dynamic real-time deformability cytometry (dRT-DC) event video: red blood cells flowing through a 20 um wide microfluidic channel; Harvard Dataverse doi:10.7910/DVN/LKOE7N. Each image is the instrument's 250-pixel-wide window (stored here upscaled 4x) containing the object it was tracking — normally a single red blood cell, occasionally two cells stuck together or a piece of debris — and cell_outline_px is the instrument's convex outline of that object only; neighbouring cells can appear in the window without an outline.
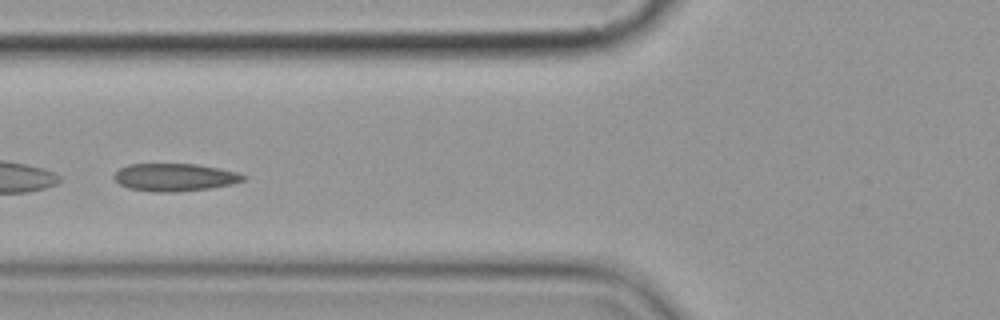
{"species": "common noctule bat (a hibernating species)", "species_latin": "Nyctalus noctula", "temperature_condition": "cold", "stored_images_in_passage": 10, "camera_frame_rate_fps": 3000, "um_per_image_px": 0.085, "animal": {"sex": "female", "body_mass_g": 19.9}, "frame": {"image": 1, "passage_image": 2, "time_ms": 1.333, "image_size_px": [1000, 320], "cell_outline_px": [[248, 176], [244, 180], [232, 184], [212, 188], [176, 192], [152, 192], [128, 188], [120, 184], [112, 176], [120, 168], [128, 164], [196, 164], [220, 168], [236, 172]], "centroid_in_image_um": [14.86, 15.07], "position_along_channel_um": 110.9, "area_um2": 20.98}}
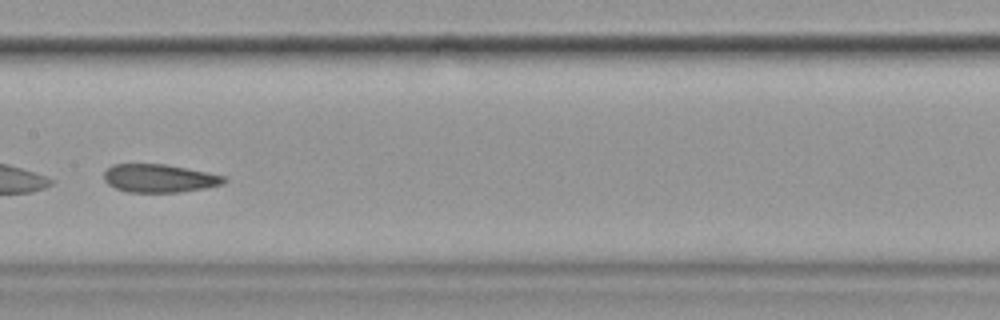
{"frame": {"image": 2, "passage_image": 4, "time_ms": 3.667, "image_size_px": [1000, 320], "cell_outline_px": [[228, 180], [224, 184], [204, 188], [180, 192], [128, 192], [116, 188], [108, 184], [104, 180], [104, 172], [112, 164], [164, 164], [208, 172], [224, 176]], "centroid_in_image_um": [13.55, 15.15], "position_along_channel_um": 193.9, "area_um2": 19.71}}
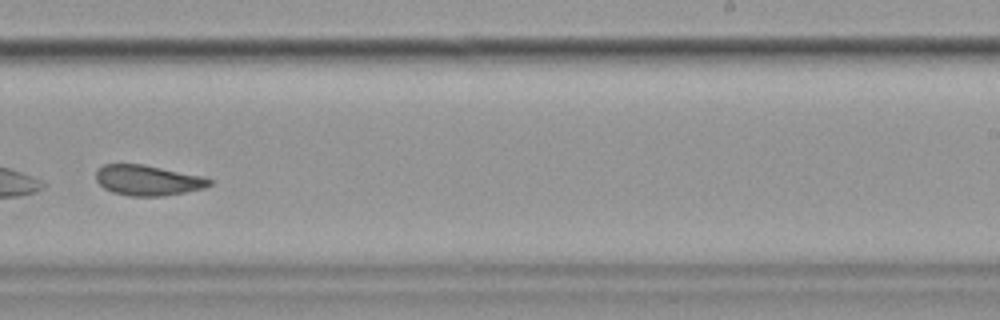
{"frame": {"image": 3, "passage_image": 6, "time_ms": 6.0, "image_size_px": [1000, 320], "cell_outline_px": [[212, 184], [204, 188], [164, 196], [128, 196], [112, 192], [104, 188], [96, 180], [96, 172], [104, 164], [144, 164], [204, 176], [212, 180]], "centroid_in_image_um": [12.58, 15.32], "position_along_channel_um": 276.4, "area_um2": 20.17}, "authors_computed_cell_mechanics": {"area_um2": 20.2011, "velocity_mm_per_s": 3.5543, "shape_relaxation_time_tau1_ms": 9.8726, "shape_relaxation_time_tau2_ms": 2.1544, "deformation_change_tau1": 0.1163, "deformation_change_tau2": 0.0516}}